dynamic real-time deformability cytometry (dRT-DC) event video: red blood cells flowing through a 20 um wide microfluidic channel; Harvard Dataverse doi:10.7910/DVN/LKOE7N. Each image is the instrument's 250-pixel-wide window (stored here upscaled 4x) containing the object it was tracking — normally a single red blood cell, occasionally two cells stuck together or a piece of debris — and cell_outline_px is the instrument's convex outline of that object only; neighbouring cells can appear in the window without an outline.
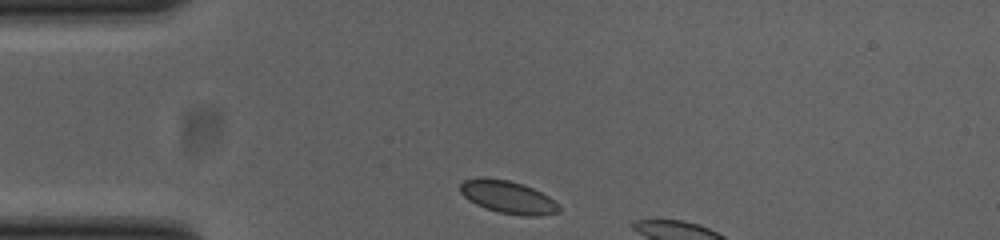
{"species": "common noctule bat (a hibernating species)", "species_latin": "Nyctalus noctula", "temperature_condition": "cold", "stored_images_in_passage": 7, "camera_frame_rate_fps": 3000, "um_per_image_px": 0.085, "animal": {"sex": "female", "body_mass_g": 23.0, "forearm_length_mm": 53.4}, "frame": {"image": 1, "passage_image": 1, "time_ms": 0.0, "image_size_px": [1000, 240], "cell_outline_px": [[560, 212], [536, 216], [524, 216], [500, 212], [484, 208], [468, 200], [460, 192], [460, 184], [464, 180], [508, 180], [524, 184], [548, 196], [560, 208]], "centroid_in_image_um": [43.2, 16.79], "position_along_channel_um": 41.8, "area_um2": 18.15}}
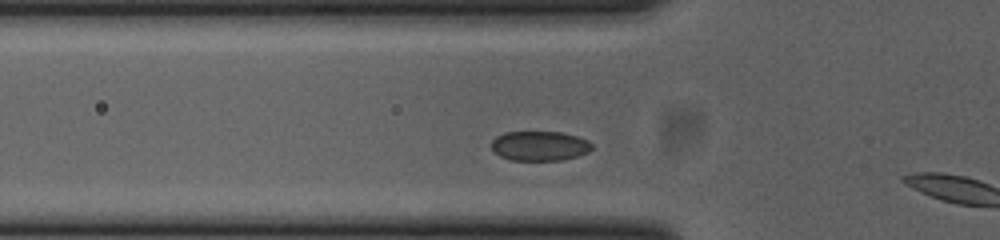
{"frame": {"image": 2, "passage_image": 6, "time_ms": 1.667, "image_size_px": [1000, 240], "cell_outline_px": [[592, 148], [588, 152], [576, 156], [560, 160], [512, 160], [500, 156], [492, 148], [492, 140], [496, 136], [504, 132], [560, 132], [576, 136], [588, 140], [592, 144]], "centroid_in_image_um": [45.86, 12.39], "position_along_channel_um": 79.9, "area_um2": 17.22}}